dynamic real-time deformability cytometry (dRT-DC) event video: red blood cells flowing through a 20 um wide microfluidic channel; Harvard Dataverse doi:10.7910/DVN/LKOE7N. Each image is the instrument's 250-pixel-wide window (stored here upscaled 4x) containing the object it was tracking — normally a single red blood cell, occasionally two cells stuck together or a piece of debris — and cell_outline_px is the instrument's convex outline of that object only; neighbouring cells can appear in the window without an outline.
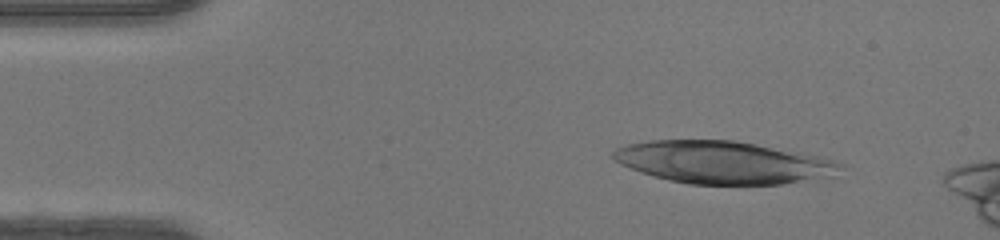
{"species": "human", "species_latin": "Homo sapiens", "temperature_condition": "warm", "stored_images_in_passage": 41, "camera_frame_rate_fps": 3000, "um_per_image_px": 0.085, "donor": {"sex": "female"}, "frame": {"image": 1, "passage_image": 1, "time_ms": 0.0, "image_size_px": [1000, 240], "cell_outline_px": [[844, 168], [836, 176], [780, 184], [688, 184], [668, 180], [652, 176], [640, 172], [620, 164], [612, 156], [612, 152], [616, 148], [628, 144], [648, 140], [736, 140], [800, 152], [832, 160], [844, 164]], "centroid_in_image_um": [61.47, 13.8], "position_along_channel_um": 23.5, "area_um2": 56.41}}